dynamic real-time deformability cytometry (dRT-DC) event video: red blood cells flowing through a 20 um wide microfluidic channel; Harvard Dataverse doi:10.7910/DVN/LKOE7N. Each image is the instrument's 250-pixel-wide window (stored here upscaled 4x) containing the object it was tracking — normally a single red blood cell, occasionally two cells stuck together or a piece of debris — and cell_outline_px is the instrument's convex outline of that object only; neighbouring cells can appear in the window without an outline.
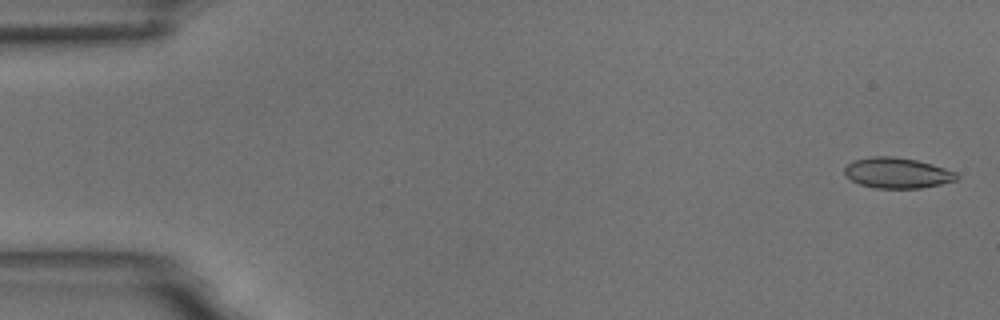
{"species": "common noctule bat (a hibernating species)", "species_latin": "Nyctalus noctula", "temperature_condition": "room temperature", "stored_images_in_passage": 56, "camera_frame_rate_fps": 3000, "um_per_image_px": 0.085, "animal": {"sex": "male", "body_mass_g": 18.8}, "frame": {"image": 1, "passage_image": 2, "time_ms": 0.333, "image_size_px": [1000, 320], "cell_outline_px": [[960, 176], [956, 180], [940, 184], [920, 188], [876, 188], [860, 184], [852, 180], [844, 172], [844, 168], [852, 160], [872, 156], [892, 156], [916, 160], [932, 164], [956, 172]], "centroid_in_image_um": [76.26, 14.69], "position_along_channel_um": 8.7, "area_um2": 19.88}}
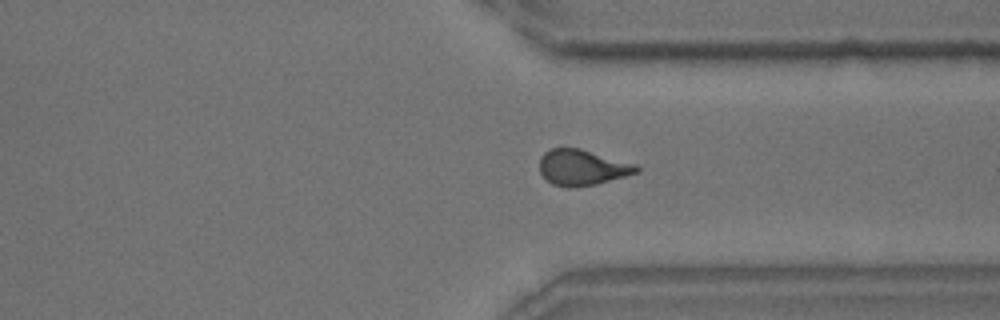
{"frame": {"image": 2, "passage_image": 42, "time_ms": 13.667, "image_size_px": [1000, 320], "cell_outline_px": [[640, 172], [596, 184], [568, 188], [552, 184], [540, 172], [540, 156], [544, 152], [552, 148], [580, 148], [636, 164], [640, 168]], "centroid_in_image_um": [49.5, 14.23], "position_along_channel_um": 361.9, "area_um2": 20.17}}
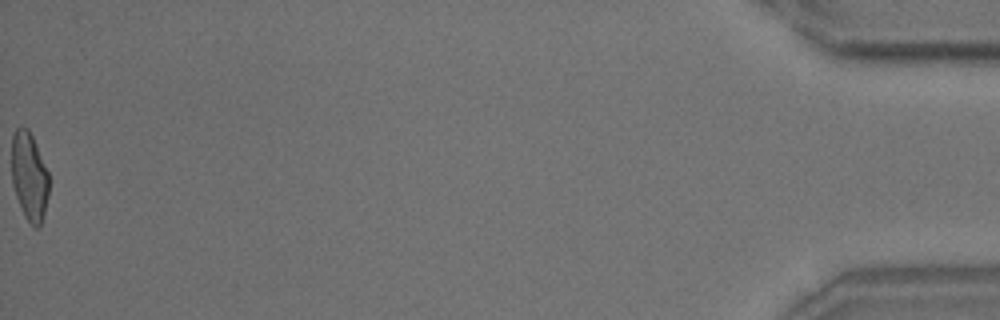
{"frame": {"image": 3, "passage_image": 56, "time_ms": 18.333, "image_size_px": [1000, 320], "cell_outline_px": [[48, 196], [44, 212], [40, 224], [36, 228], [32, 228], [24, 216], [16, 196], [12, 184], [12, 136], [16, 128], [28, 128], [32, 136], [48, 172]], "centroid_in_image_um": [2.48, 15.02], "position_along_channel_um": 432.7, "area_um2": 19.02}, "authors_computed_cell_mechanics": {"area_um2": 20.1144, "velocity_mm_per_s": 3.6757, "shape_relaxation_time_tau1_ms": 6.8809, "shape_relaxation_time_tau2_ms": 2.2251, "deformation_change_tau1": 0.1945, "deformation_change_tau2": 0.078}}